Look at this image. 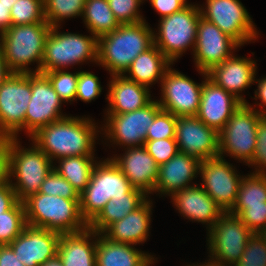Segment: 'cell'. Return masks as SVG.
<instances>
[{
  "instance_id": "52",
  "label": "cell",
  "mask_w": 266,
  "mask_h": 266,
  "mask_svg": "<svg viewBox=\"0 0 266 266\" xmlns=\"http://www.w3.org/2000/svg\"><path fill=\"white\" fill-rule=\"evenodd\" d=\"M11 74L10 70L7 67L6 60L4 58L3 51L0 47V86Z\"/></svg>"
},
{
  "instance_id": "17",
  "label": "cell",
  "mask_w": 266,
  "mask_h": 266,
  "mask_svg": "<svg viewBox=\"0 0 266 266\" xmlns=\"http://www.w3.org/2000/svg\"><path fill=\"white\" fill-rule=\"evenodd\" d=\"M240 45L218 26L200 17L193 50L195 65L202 75L232 56Z\"/></svg>"
},
{
  "instance_id": "13",
  "label": "cell",
  "mask_w": 266,
  "mask_h": 266,
  "mask_svg": "<svg viewBox=\"0 0 266 266\" xmlns=\"http://www.w3.org/2000/svg\"><path fill=\"white\" fill-rule=\"evenodd\" d=\"M162 110L158 101H151L144 108L124 114H106L105 133L110 142L120 146H143L148 128Z\"/></svg>"
},
{
  "instance_id": "49",
  "label": "cell",
  "mask_w": 266,
  "mask_h": 266,
  "mask_svg": "<svg viewBox=\"0 0 266 266\" xmlns=\"http://www.w3.org/2000/svg\"><path fill=\"white\" fill-rule=\"evenodd\" d=\"M0 266H25L18 257L15 256L9 244L0 245Z\"/></svg>"
},
{
  "instance_id": "5",
  "label": "cell",
  "mask_w": 266,
  "mask_h": 266,
  "mask_svg": "<svg viewBox=\"0 0 266 266\" xmlns=\"http://www.w3.org/2000/svg\"><path fill=\"white\" fill-rule=\"evenodd\" d=\"M126 193H144L134 188L120 168L110 158L98 162L92 171L90 182L79 195L80 212L89 224L113 197Z\"/></svg>"
},
{
  "instance_id": "30",
  "label": "cell",
  "mask_w": 266,
  "mask_h": 266,
  "mask_svg": "<svg viewBox=\"0 0 266 266\" xmlns=\"http://www.w3.org/2000/svg\"><path fill=\"white\" fill-rule=\"evenodd\" d=\"M146 197L145 193H126L123 196L113 197L88 227L97 233H103L111 224L140 207L147 200Z\"/></svg>"
},
{
  "instance_id": "10",
  "label": "cell",
  "mask_w": 266,
  "mask_h": 266,
  "mask_svg": "<svg viewBox=\"0 0 266 266\" xmlns=\"http://www.w3.org/2000/svg\"><path fill=\"white\" fill-rule=\"evenodd\" d=\"M31 94V73H11L0 86V138H17L25 129Z\"/></svg>"
},
{
  "instance_id": "42",
  "label": "cell",
  "mask_w": 266,
  "mask_h": 266,
  "mask_svg": "<svg viewBox=\"0 0 266 266\" xmlns=\"http://www.w3.org/2000/svg\"><path fill=\"white\" fill-rule=\"evenodd\" d=\"M144 146L159 166L179 152L175 138L146 140Z\"/></svg>"
},
{
  "instance_id": "40",
  "label": "cell",
  "mask_w": 266,
  "mask_h": 266,
  "mask_svg": "<svg viewBox=\"0 0 266 266\" xmlns=\"http://www.w3.org/2000/svg\"><path fill=\"white\" fill-rule=\"evenodd\" d=\"M177 117L161 110L148 128L146 140L175 138Z\"/></svg>"
},
{
  "instance_id": "4",
  "label": "cell",
  "mask_w": 266,
  "mask_h": 266,
  "mask_svg": "<svg viewBox=\"0 0 266 266\" xmlns=\"http://www.w3.org/2000/svg\"><path fill=\"white\" fill-rule=\"evenodd\" d=\"M26 224L64 233L80 232L88 227L80 212L79 199L36 193L23 201Z\"/></svg>"
},
{
  "instance_id": "36",
  "label": "cell",
  "mask_w": 266,
  "mask_h": 266,
  "mask_svg": "<svg viewBox=\"0 0 266 266\" xmlns=\"http://www.w3.org/2000/svg\"><path fill=\"white\" fill-rule=\"evenodd\" d=\"M11 25L44 22L43 0H17L10 10Z\"/></svg>"
},
{
  "instance_id": "54",
  "label": "cell",
  "mask_w": 266,
  "mask_h": 266,
  "mask_svg": "<svg viewBox=\"0 0 266 266\" xmlns=\"http://www.w3.org/2000/svg\"><path fill=\"white\" fill-rule=\"evenodd\" d=\"M190 266H192V265H190ZM193 266H227V265H224V264H221V263H218V262H215V261L209 259L207 263L200 264V265H198V263H197V265L195 264Z\"/></svg>"
},
{
  "instance_id": "3",
  "label": "cell",
  "mask_w": 266,
  "mask_h": 266,
  "mask_svg": "<svg viewBox=\"0 0 266 266\" xmlns=\"http://www.w3.org/2000/svg\"><path fill=\"white\" fill-rule=\"evenodd\" d=\"M51 26L45 20L25 25H11L0 34V47L11 73H41L45 40ZM37 62L36 70L27 68Z\"/></svg>"
},
{
  "instance_id": "37",
  "label": "cell",
  "mask_w": 266,
  "mask_h": 266,
  "mask_svg": "<svg viewBox=\"0 0 266 266\" xmlns=\"http://www.w3.org/2000/svg\"><path fill=\"white\" fill-rule=\"evenodd\" d=\"M50 80L54 91L64 102L75 100L79 72L70 73L62 70H54L44 73Z\"/></svg>"
},
{
  "instance_id": "9",
  "label": "cell",
  "mask_w": 266,
  "mask_h": 266,
  "mask_svg": "<svg viewBox=\"0 0 266 266\" xmlns=\"http://www.w3.org/2000/svg\"><path fill=\"white\" fill-rule=\"evenodd\" d=\"M199 8L190 4L170 16L161 18L156 33L158 35H153L154 45L172 64L188 47L191 46L194 50L197 25L201 17Z\"/></svg>"
},
{
  "instance_id": "46",
  "label": "cell",
  "mask_w": 266,
  "mask_h": 266,
  "mask_svg": "<svg viewBox=\"0 0 266 266\" xmlns=\"http://www.w3.org/2000/svg\"><path fill=\"white\" fill-rule=\"evenodd\" d=\"M152 7L161 15L160 18L170 16L171 14L189 6L186 0H150Z\"/></svg>"
},
{
  "instance_id": "35",
  "label": "cell",
  "mask_w": 266,
  "mask_h": 266,
  "mask_svg": "<svg viewBox=\"0 0 266 266\" xmlns=\"http://www.w3.org/2000/svg\"><path fill=\"white\" fill-rule=\"evenodd\" d=\"M26 225L24 204L18 201L0 216V245L10 244Z\"/></svg>"
},
{
  "instance_id": "22",
  "label": "cell",
  "mask_w": 266,
  "mask_h": 266,
  "mask_svg": "<svg viewBox=\"0 0 266 266\" xmlns=\"http://www.w3.org/2000/svg\"><path fill=\"white\" fill-rule=\"evenodd\" d=\"M256 62L248 58L230 56L221 64L212 67L207 78L215 85L233 94L242 103H247L241 91L255 83Z\"/></svg>"
},
{
  "instance_id": "26",
  "label": "cell",
  "mask_w": 266,
  "mask_h": 266,
  "mask_svg": "<svg viewBox=\"0 0 266 266\" xmlns=\"http://www.w3.org/2000/svg\"><path fill=\"white\" fill-rule=\"evenodd\" d=\"M152 201L148 199L123 219L111 224L102 234L113 242L136 245L149 236Z\"/></svg>"
},
{
  "instance_id": "1",
  "label": "cell",
  "mask_w": 266,
  "mask_h": 266,
  "mask_svg": "<svg viewBox=\"0 0 266 266\" xmlns=\"http://www.w3.org/2000/svg\"><path fill=\"white\" fill-rule=\"evenodd\" d=\"M96 126L90 118L66 116L40 128L33 143L51 160L71 156H94Z\"/></svg>"
},
{
  "instance_id": "12",
  "label": "cell",
  "mask_w": 266,
  "mask_h": 266,
  "mask_svg": "<svg viewBox=\"0 0 266 266\" xmlns=\"http://www.w3.org/2000/svg\"><path fill=\"white\" fill-rule=\"evenodd\" d=\"M206 4V10L199 8L201 17L214 23L240 46L258 37L249 13L239 0H206Z\"/></svg>"
},
{
  "instance_id": "47",
  "label": "cell",
  "mask_w": 266,
  "mask_h": 266,
  "mask_svg": "<svg viewBox=\"0 0 266 266\" xmlns=\"http://www.w3.org/2000/svg\"><path fill=\"white\" fill-rule=\"evenodd\" d=\"M10 183L9 138H0V186Z\"/></svg>"
},
{
  "instance_id": "19",
  "label": "cell",
  "mask_w": 266,
  "mask_h": 266,
  "mask_svg": "<svg viewBox=\"0 0 266 266\" xmlns=\"http://www.w3.org/2000/svg\"><path fill=\"white\" fill-rule=\"evenodd\" d=\"M60 236L56 231L26 225L9 245L25 266H40L57 255Z\"/></svg>"
},
{
  "instance_id": "33",
  "label": "cell",
  "mask_w": 266,
  "mask_h": 266,
  "mask_svg": "<svg viewBox=\"0 0 266 266\" xmlns=\"http://www.w3.org/2000/svg\"><path fill=\"white\" fill-rule=\"evenodd\" d=\"M265 203L266 175L253 172L245 177L243 176L235 204L228 213L236 216L242 209L265 206Z\"/></svg>"
},
{
  "instance_id": "55",
  "label": "cell",
  "mask_w": 266,
  "mask_h": 266,
  "mask_svg": "<svg viewBox=\"0 0 266 266\" xmlns=\"http://www.w3.org/2000/svg\"><path fill=\"white\" fill-rule=\"evenodd\" d=\"M17 0H0V2H2L4 5L7 6V8H9L11 10V7L13 6V4L16 2Z\"/></svg>"
},
{
  "instance_id": "16",
  "label": "cell",
  "mask_w": 266,
  "mask_h": 266,
  "mask_svg": "<svg viewBox=\"0 0 266 266\" xmlns=\"http://www.w3.org/2000/svg\"><path fill=\"white\" fill-rule=\"evenodd\" d=\"M31 94L25 115V129L30 137L40 128L66 117L60 109L63 101L45 74L31 73Z\"/></svg>"
},
{
  "instance_id": "48",
  "label": "cell",
  "mask_w": 266,
  "mask_h": 266,
  "mask_svg": "<svg viewBox=\"0 0 266 266\" xmlns=\"http://www.w3.org/2000/svg\"><path fill=\"white\" fill-rule=\"evenodd\" d=\"M18 202L15 191L10 183L0 186V216Z\"/></svg>"
},
{
  "instance_id": "24",
  "label": "cell",
  "mask_w": 266,
  "mask_h": 266,
  "mask_svg": "<svg viewBox=\"0 0 266 266\" xmlns=\"http://www.w3.org/2000/svg\"><path fill=\"white\" fill-rule=\"evenodd\" d=\"M199 164L198 159L178 152L159 166L154 192L172 196L178 190L191 187L188 183L199 174Z\"/></svg>"
},
{
  "instance_id": "14",
  "label": "cell",
  "mask_w": 266,
  "mask_h": 266,
  "mask_svg": "<svg viewBox=\"0 0 266 266\" xmlns=\"http://www.w3.org/2000/svg\"><path fill=\"white\" fill-rule=\"evenodd\" d=\"M223 158L217 156L200 161L199 174L203 182L201 187L224 212H228L235 204L243 177Z\"/></svg>"
},
{
  "instance_id": "32",
  "label": "cell",
  "mask_w": 266,
  "mask_h": 266,
  "mask_svg": "<svg viewBox=\"0 0 266 266\" xmlns=\"http://www.w3.org/2000/svg\"><path fill=\"white\" fill-rule=\"evenodd\" d=\"M58 167H53L66 179L80 195L90 182L94 166V156H71L58 159Z\"/></svg>"
},
{
  "instance_id": "31",
  "label": "cell",
  "mask_w": 266,
  "mask_h": 266,
  "mask_svg": "<svg viewBox=\"0 0 266 266\" xmlns=\"http://www.w3.org/2000/svg\"><path fill=\"white\" fill-rule=\"evenodd\" d=\"M82 16L87 29L97 39L120 26L107 0H86Z\"/></svg>"
},
{
  "instance_id": "44",
  "label": "cell",
  "mask_w": 266,
  "mask_h": 266,
  "mask_svg": "<svg viewBox=\"0 0 266 266\" xmlns=\"http://www.w3.org/2000/svg\"><path fill=\"white\" fill-rule=\"evenodd\" d=\"M255 168V173L266 175V115L258 123L256 134V148L253 154V160L249 164Z\"/></svg>"
},
{
  "instance_id": "18",
  "label": "cell",
  "mask_w": 266,
  "mask_h": 266,
  "mask_svg": "<svg viewBox=\"0 0 266 266\" xmlns=\"http://www.w3.org/2000/svg\"><path fill=\"white\" fill-rule=\"evenodd\" d=\"M175 141L179 152L199 161L219 156V133L196 116L177 117Z\"/></svg>"
},
{
  "instance_id": "29",
  "label": "cell",
  "mask_w": 266,
  "mask_h": 266,
  "mask_svg": "<svg viewBox=\"0 0 266 266\" xmlns=\"http://www.w3.org/2000/svg\"><path fill=\"white\" fill-rule=\"evenodd\" d=\"M171 64L165 55L153 45L145 52L140 53L123 75L129 80L149 88L155 81H162L164 73ZM126 73H129V76H126Z\"/></svg>"
},
{
  "instance_id": "38",
  "label": "cell",
  "mask_w": 266,
  "mask_h": 266,
  "mask_svg": "<svg viewBox=\"0 0 266 266\" xmlns=\"http://www.w3.org/2000/svg\"><path fill=\"white\" fill-rule=\"evenodd\" d=\"M233 266H266V239L261 233L249 238L241 258Z\"/></svg>"
},
{
  "instance_id": "27",
  "label": "cell",
  "mask_w": 266,
  "mask_h": 266,
  "mask_svg": "<svg viewBox=\"0 0 266 266\" xmlns=\"http://www.w3.org/2000/svg\"><path fill=\"white\" fill-rule=\"evenodd\" d=\"M97 236L98 233L89 227L80 232L61 234L57 255L63 266H96ZM93 237L96 240L90 242Z\"/></svg>"
},
{
  "instance_id": "15",
  "label": "cell",
  "mask_w": 266,
  "mask_h": 266,
  "mask_svg": "<svg viewBox=\"0 0 266 266\" xmlns=\"http://www.w3.org/2000/svg\"><path fill=\"white\" fill-rule=\"evenodd\" d=\"M202 84H196L186 75L168 68L161 81L162 98L158 104L162 110L180 116H196L201 98Z\"/></svg>"
},
{
  "instance_id": "8",
  "label": "cell",
  "mask_w": 266,
  "mask_h": 266,
  "mask_svg": "<svg viewBox=\"0 0 266 266\" xmlns=\"http://www.w3.org/2000/svg\"><path fill=\"white\" fill-rule=\"evenodd\" d=\"M264 115V109L256 111L248 103H242L219 132V156L228 153L249 165L256 148L258 123Z\"/></svg>"
},
{
  "instance_id": "39",
  "label": "cell",
  "mask_w": 266,
  "mask_h": 266,
  "mask_svg": "<svg viewBox=\"0 0 266 266\" xmlns=\"http://www.w3.org/2000/svg\"><path fill=\"white\" fill-rule=\"evenodd\" d=\"M39 193L59 196L65 199H79L78 192L54 168L44 179Z\"/></svg>"
},
{
  "instance_id": "11",
  "label": "cell",
  "mask_w": 266,
  "mask_h": 266,
  "mask_svg": "<svg viewBox=\"0 0 266 266\" xmlns=\"http://www.w3.org/2000/svg\"><path fill=\"white\" fill-rule=\"evenodd\" d=\"M210 259L234 265L243 254L249 238L254 234L237 216L225 212L208 230Z\"/></svg>"
},
{
  "instance_id": "56",
  "label": "cell",
  "mask_w": 266,
  "mask_h": 266,
  "mask_svg": "<svg viewBox=\"0 0 266 266\" xmlns=\"http://www.w3.org/2000/svg\"><path fill=\"white\" fill-rule=\"evenodd\" d=\"M261 234H262V235L265 237V239H266V231L262 232Z\"/></svg>"
},
{
  "instance_id": "43",
  "label": "cell",
  "mask_w": 266,
  "mask_h": 266,
  "mask_svg": "<svg viewBox=\"0 0 266 266\" xmlns=\"http://www.w3.org/2000/svg\"><path fill=\"white\" fill-rule=\"evenodd\" d=\"M102 92L99 79L96 75L87 71H80L78 77L76 97L83 102H91Z\"/></svg>"
},
{
  "instance_id": "7",
  "label": "cell",
  "mask_w": 266,
  "mask_h": 266,
  "mask_svg": "<svg viewBox=\"0 0 266 266\" xmlns=\"http://www.w3.org/2000/svg\"><path fill=\"white\" fill-rule=\"evenodd\" d=\"M59 27H51L46 37L41 73L62 70L86 60L97 62L98 39L94 35L59 33Z\"/></svg>"
},
{
  "instance_id": "23",
  "label": "cell",
  "mask_w": 266,
  "mask_h": 266,
  "mask_svg": "<svg viewBox=\"0 0 266 266\" xmlns=\"http://www.w3.org/2000/svg\"><path fill=\"white\" fill-rule=\"evenodd\" d=\"M173 204L183 217L189 220L207 223L210 230L225 213L215 201L196 184L176 191L172 196Z\"/></svg>"
},
{
  "instance_id": "2",
  "label": "cell",
  "mask_w": 266,
  "mask_h": 266,
  "mask_svg": "<svg viewBox=\"0 0 266 266\" xmlns=\"http://www.w3.org/2000/svg\"><path fill=\"white\" fill-rule=\"evenodd\" d=\"M141 21L121 24L98 38L97 63L112 75H123L133 60L154 45V32Z\"/></svg>"
},
{
  "instance_id": "28",
  "label": "cell",
  "mask_w": 266,
  "mask_h": 266,
  "mask_svg": "<svg viewBox=\"0 0 266 266\" xmlns=\"http://www.w3.org/2000/svg\"><path fill=\"white\" fill-rule=\"evenodd\" d=\"M153 260L154 257L131 244L113 242L98 233L96 266H150L155 262Z\"/></svg>"
},
{
  "instance_id": "45",
  "label": "cell",
  "mask_w": 266,
  "mask_h": 266,
  "mask_svg": "<svg viewBox=\"0 0 266 266\" xmlns=\"http://www.w3.org/2000/svg\"><path fill=\"white\" fill-rule=\"evenodd\" d=\"M253 233L266 231V203L265 206L242 209L236 215Z\"/></svg>"
},
{
  "instance_id": "34",
  "label": "cell",
  "mask_w": 266,
  "mask_h": 266,
  "mask_svg": "<svg viewBox=\"0 0 266 266\" xmlns=\"http://www.w3.org/2000/svg\"><path fill=\"white\" fill-rule=\"evenodd\" d=\"M85 2L86 0H43L45 20L51 27H57L65 18L82 16Z\"/></svg>"
},
{
  "instance_id": "51",
  "label": "cell",
  "mask_w": 266,
  "mask_h": 266,
  "mask_svg": "<svg viewBox=\"0 0 266 266\" xmlns=\"http://www.w3.org/2000/svg\"><path fill=\"white\" fill-rule=\"evenodd\" d=\"M254 81L258 83V89L255 90V99H260L261 104L266 105V77Z\"/></svg>"
},
{
  "instance_id": "41",
  "label": "cell",
  "mask_w": 266,
  "mask_h": 266,
  "mask_svg": "<svg viewBox=\"0 0 266 266\" xmlns=\"http://www.w3.org/2000/svg\"><path fill=\"white\" fill-rule=\"evenodd\" d=\"M143 0H107L119 24H133L145 21L138 11Z\"/></svg>"
},
{
  "instance_id": "25",
  "label": "cell",
  "mask_w": 266,
  "mask_h": 266,
  "mask_svg": "<svg viewBox=\"0 0 266 266\" xmlns=\"http://www.w3.org/2000/svg\"><path fill=\"white\" fill-rule=\"evenodd\" d=\"M149 90L124 75H112L107 95L108 114H124L144 108L152 101Z\"/></svg>"
},
{
  "instance_id": "53",
  "label": "cell",
  "mask_w": 266,
  "mask_h": 266,
  "mask_svg": "<svg viewBox=\"0 0 266 266\" xmlns=\"http://www.w3.org/2000/svg\"><path fill=\"white\" fill-rule=\"evenodd\" d=\"M40 266H63V264L59 256L56 255L54 258L49 259L48 261H46L44 264Z\"/></svg>"
},
{
  "instance_id": "50",
  "label": "cell",
  "mask_w": 266,
  "mask_h": 266,
  "mask_svg": "<svg viewBox=\"0 0 266 266\" xmlns=\"http://www.w3.org/2000/svg\"><path fill=\"white\" fill-rule=\"evenodd\" d=\"M11 26L10 9L0 2V34Z\"/></svg>"
},
{
  "instance_id": "6",
  "label": "cell",
  "mask_w": 266,
  "mask_h": 266,
  "mask_svg": "<svg viewBox=\"0 0 266 266\" xmlns=\"http://www.w3.org/2000/svg\"><path fill=\"white\" fill-rule=\"evenodd\" d=\"M17 138H9V176L16 177L10 184L18 201L39 192L44 179L53 169V161L35 144L31 148H21Z\"/></svg>"
},
{
  "instance_id": "21",
  "label": "cell",
  "mask_w": 266,
  "mask_h": 266,
  "mask_svg": "<svg viewBox=\"0 0 266 266\" xmlns=\"http://www.w3.org/2000/svg\"><path fill=\"white\" fill-rule=\"evenodd\" d=\"M123 156L111 158L128 178L130 184L146 195L153 193L158 179L159 165L145 146L127 147Z\"/></svg>"
},
{
  "instance_id": "20",
  "label": "cell",
  "mask_w": 266,
  "mask_h": 266,
  "mask_svg": "<svg viewBox=\"0 0 266 266\" xmlns=\"http://www.w3.org/2000/svg\"><path fill=\"white\" fill-rule=\"evenodd\" d=\"M200 105L196 117L218 133L242 102L222 87L215 85L204 73Z\"/></svg>"
}]
</instances>
